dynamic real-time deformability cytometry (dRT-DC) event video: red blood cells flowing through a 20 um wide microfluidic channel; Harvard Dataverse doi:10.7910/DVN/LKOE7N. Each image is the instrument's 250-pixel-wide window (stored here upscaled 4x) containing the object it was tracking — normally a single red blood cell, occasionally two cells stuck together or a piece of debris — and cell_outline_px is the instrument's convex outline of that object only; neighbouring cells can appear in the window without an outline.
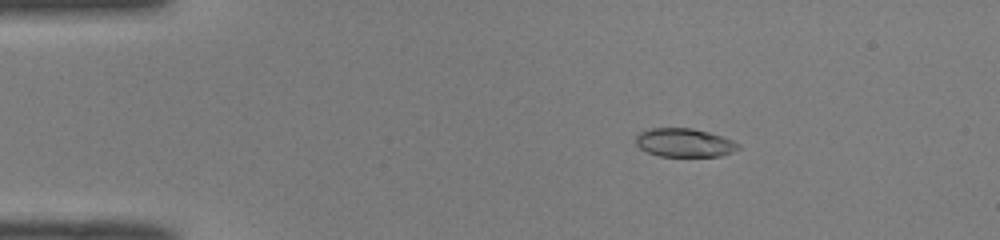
{"species": "common noctule bat (a hibernating species)", "species_latin": "Nyctalus noctula", "temperature_condition": "room temperature", "stored_images_in_passage": 42, "camera_frame_rate_fps": 3000, "um_per_image_px": 0.085, "animal": {"sex": "male", "body_mass_g": 19.0, "forearm_length_mm": 50.8}, "frame": {"image": 1, "passage_image": 1, "time_ms": 0.0, "image_size_px": [1000, 240], "cell_outline_px": [[740, 148], [732, 152], [720, 156], [660, 156], [648, 152], [640, 148], [636, 144], [636, 136], [640, 132], [652, 128], [692, 128], [708, 132], [732, 140], [740, 144]], "centroid_in_image_um": [58.17, 12.13], "position_along_channel_um": 26.8, "area_um2": 16.94}}
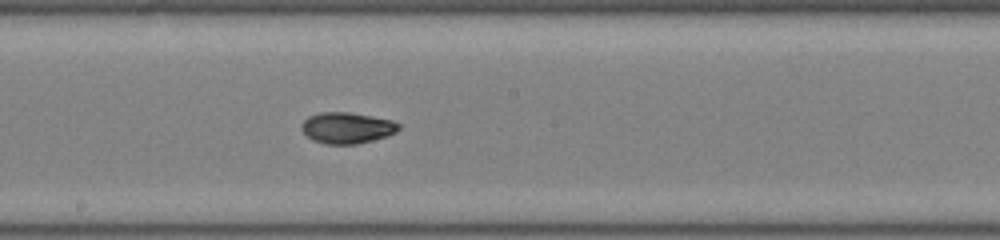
{"frame": {"image": 2, "passage_image": 20, "time_ms": 6.333, "image_size_px": [1000, 240], "cell_outline_px": [[400, 128], [396, 132], [388, 136], [356, 144], [324, 144], [312, 140], [300, 128], [300, 124], [308, 116], [320, 112], [348, 112], [372, 116], [392, 120], [400, 124]], "centroid_in_image_um": [29.48, 10.86], "position_along_channel_um": 218.7, "area_um2": 17.74}}
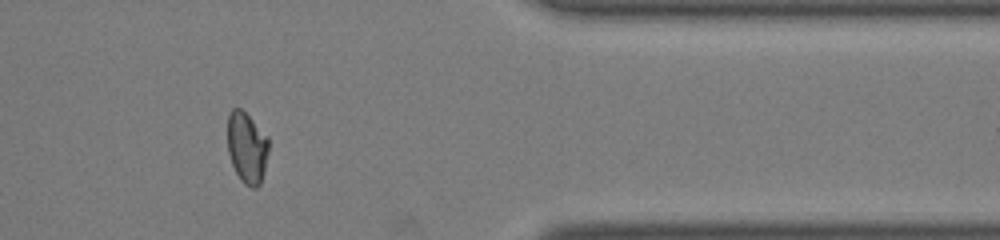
{"frame": {"image": 3, "passage_image": 34, "time_ms": 11.0, "image_size_px": [1000, 240], "cell_outline_px": [[268, 152], [264, 172], [260, 184], [256, 188], [252, 188], [244, 184], [240, 180], [232, 164], [228, 152], [228, 116], [232, 108], [240, 108], [268, 136]], "centroid_in_image_um": [20.99, 12.57], "position_along_channel_um": 390.4, "area_um2": 16.99}, "authors_computed_cell_mechanics": {"area_um2": 17.5134, "velocity_mm_per_s": 4.0853, "shape_relaxation_time_tau1_ms": 7.1654, "shape_relaxation_time_tau2_ms": 1.5211, "deformation_change_tau1": 0.2214, "deformation_change_tau2": 0.0378}}